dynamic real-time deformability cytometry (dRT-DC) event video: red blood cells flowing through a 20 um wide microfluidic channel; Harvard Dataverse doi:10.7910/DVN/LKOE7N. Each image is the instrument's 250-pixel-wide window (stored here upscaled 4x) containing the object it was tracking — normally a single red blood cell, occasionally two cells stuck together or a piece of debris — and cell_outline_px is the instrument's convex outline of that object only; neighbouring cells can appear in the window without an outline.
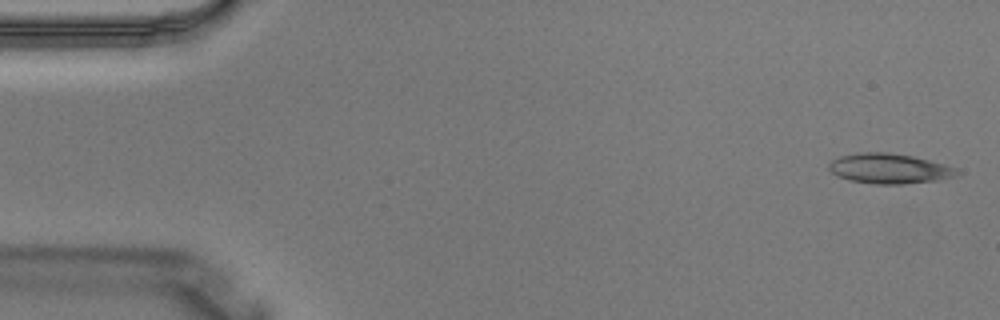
{"species": "Egyptian fruit bat (a non-hibernating species)", "species_latin": "Rousettus aegyptiacus", "temperature_condition": "warm", "stored_images_in_passage": 3, "camera_frame_rate_fps": 3000, "um_per_image_px": 0.085, "animal": {"sex": "male"}, "frame": {"image": 1, "passage_image": 1, "time_ms": 0.0, "image_size_px": [1000, 320], "cell_outline_px": [[960, 176], [940, 180], [904, 184], [876, 184], [848, 180], [832, 172], [828, 168], [828, 164], [832, 160], [840, 156], [860, 152], [888, 152], [912, 156], [944, 164], [956, 168], [960, 172]], "centroid_in_image_um": [75.63, 14.33], "position_along_channel_um": 9.4, "area_um2": 22.54}}